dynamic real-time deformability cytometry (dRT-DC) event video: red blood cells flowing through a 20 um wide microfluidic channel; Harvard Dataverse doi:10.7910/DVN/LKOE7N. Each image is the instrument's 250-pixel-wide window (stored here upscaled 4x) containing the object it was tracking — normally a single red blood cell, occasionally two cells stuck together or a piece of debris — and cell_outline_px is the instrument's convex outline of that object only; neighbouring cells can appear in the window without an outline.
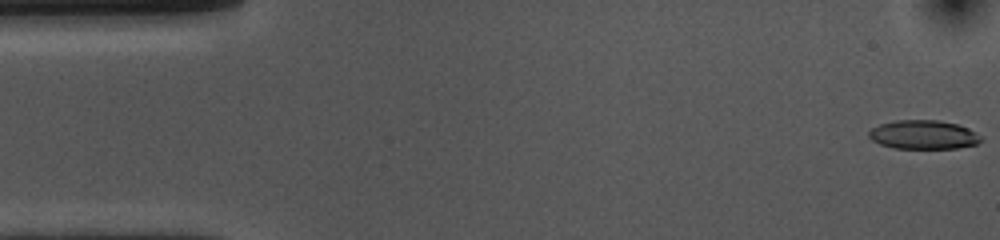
{"species": "common noctule bat (a hibernating species)", "species_latin": "Nyctalus noctula", "temperature_condition": "cold", "stored_images_in_passage": 53, "camera_frame_rate_fps": 3000, "um_per_image_px": 0.085, "animal": {"sex": "female", "body_mass_g": 10.0, "forearm_length_mm": 53.1}, "frame": {"image": 1, "passage_image": 1, "time_ms": 0.0, "image_size_px": [1000, 240], "cell_outline_px": [[980, 140], [976, 144], [956, 148], [892, 148], [880, 144], [872, 140], [868, 136], [868, 132], [872, 128], [880, 124], [896, 120], [940, 120], [956, 124], [968, 128], [980, 136]], "centroid_in_image_um": [78.45, 11.44], "position_along_channel_um": 6.6, "area_um2": 18.73}}
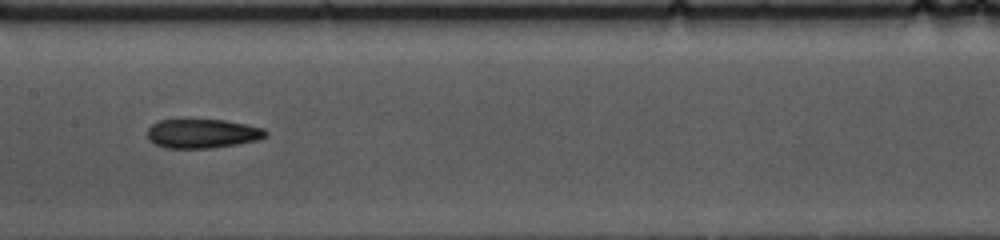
{"frame": {"image": 2, "passage_image": 25, "time_ms": 8.0, "image_size_px": [1000, 240], "cell_outline_px": [[268, 136], [256, 140], [236, 144], [208, 148], [164, 148], [148, 140], [148, 128], [152, 124], [160, 120], [224, 120], [264, 128], [268, 132]], "centroid_in_image_um": [17.2, 11.35], "position_along_channel_um": 190.2, "area_um2": 19.94}}
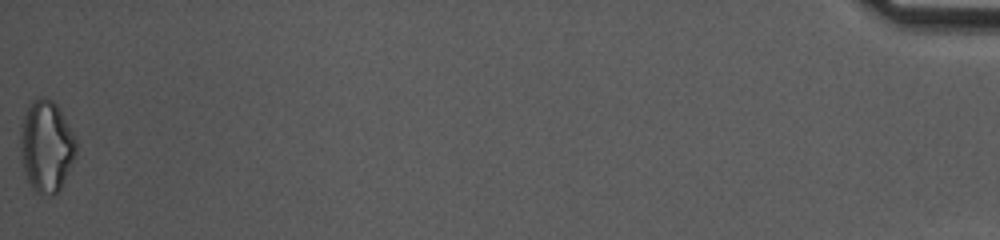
{"frame": {"image": 3, "passage_image": 53, "time_ms": 17.333, "image_size_px": [1000, 240], "cell_outline_px": [[76, 152], [64, 180], [60, 188], [52, 196], [36, 192], [32, 188], [24, 172], [20, 148], [20, 124], [32, 100], [40, 96], [52, 100], [56, 104], [76, 136]], "centroid_in_image_um": [3.93, 12.41], "position_along_channel_um": 431.3, "area_um2": 29.59}, "authors_computed_cell_mechanics": {"area_um2": 20.23, "velocity_mm_per_s": 3.7235, "shape_relaxation_time_tau1_ms": 3.8073, "shape_relaxation_time_tau2_ms": 6.2523, "deformation_change_tau1": 0.1351, "deformation_change_tau2": 0.1596}}